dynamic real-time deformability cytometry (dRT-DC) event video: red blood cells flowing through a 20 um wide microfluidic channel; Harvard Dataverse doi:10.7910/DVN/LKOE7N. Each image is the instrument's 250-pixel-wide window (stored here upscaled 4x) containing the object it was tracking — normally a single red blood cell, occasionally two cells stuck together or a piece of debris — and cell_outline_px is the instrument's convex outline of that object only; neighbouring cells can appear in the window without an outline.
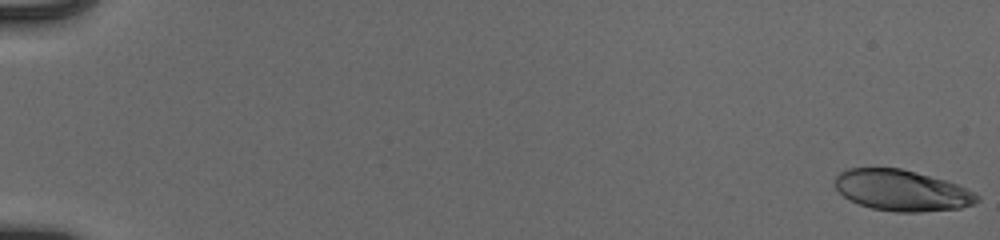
{"species": "human", "species_latin": "Homo sapiens", "temperature_condition": "cold", "stored_images_in_passage": 55, "camera_frame_rate_fps": 3000, "um_per_image_px": 0.085, "donor": {"sex": "male"}, "frame": {"image": 1, "passage_image": 1, "time_ms": 0.0, "image_size_px": [1000, 240], "cell_outline_px": [[980, 200], [972, 204], [960, 208], [920, 212], [896, 212], [872, 208], [848, 200], [836, 188], [836, 176], [840, 172], [848, 168], [900, 168], [944, 180], [956, 184], [976, 192], [980, 196]], "centroid_in_image_um": [76.67, 16.19], "position_along_channel_um": 8.3, "area_um2": 33.76}}
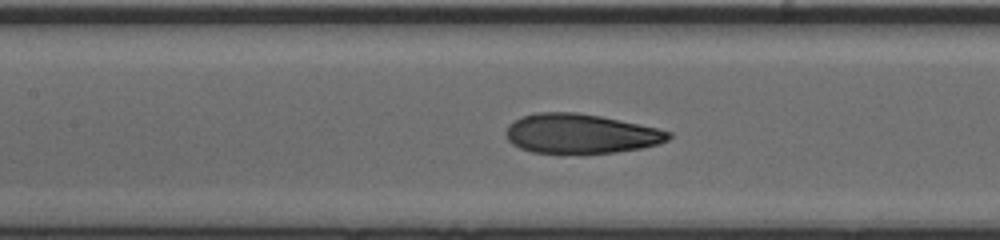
{"frame": {"image": 2, "passage_image": 28, "time_ms": 9.0, "image_size_px": [1000, 240], "cell_outline_px": [[672, 136], [668, 140], [660, 144], [640, 148], [616, 152], [580, 156], [560, 156], [532, 152], [520, 148], [512, 144], [504, 136], [504, 132], [508, 124], [524, 116], [536, 112], [576, 112], [600, 116], [656, 128], [672, 132]], "centroid_in_image_um": [49.3, 11.42], "position_along_channel_um": 158.1, "area_um2": 38.61}}
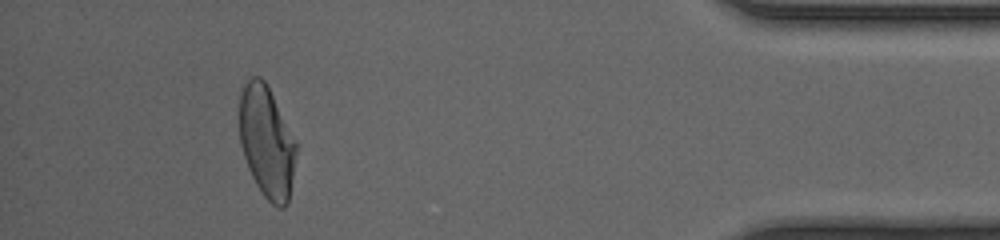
{"frame": {"image": 3, "passage_image": 51, "time_ms": 16.667, "image_size_px": [1000, 240], "cell_outline_px": [[296, 152], [288, 204], [284, 208], [276, 208], [264, 196], [256, 184], [248, 168], [240, 144], [240, 92], [244, 84], [252, 76], [260, 76], [264, 80], [296, 140]], "centroid_in_image_um": [22.67, 12.07], "position_along_channel_um": 412.5, "area_um2": 36.7}, "authors_computed_cell_mechanics": {"area_um2": 37.3388, "velocity_mm_per_s": 3.9548, "shape_relaxation_time_tau1_ms": 4.1045, "shape_relaxation_time_tau2_ms": 1.1706, "deformation_change_tau1": 0.1899, "deformation_change_tau2": 0.0746}}